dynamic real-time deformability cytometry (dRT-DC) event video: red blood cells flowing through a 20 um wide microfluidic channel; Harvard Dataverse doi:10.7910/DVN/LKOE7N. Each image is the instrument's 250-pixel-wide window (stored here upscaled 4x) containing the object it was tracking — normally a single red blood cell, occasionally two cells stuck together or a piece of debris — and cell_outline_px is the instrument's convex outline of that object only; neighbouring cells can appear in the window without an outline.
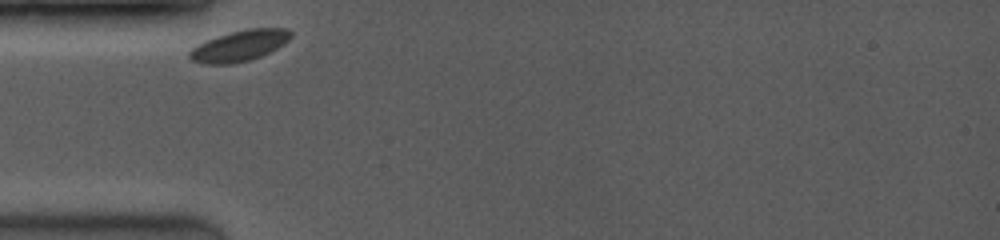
{"species": "common noctule bat (a hibernating species)", "species_latin": "Nyctalus noctula", "temperature_condition": "room temperature", "stored_images_in_passage": 30, "camera_frame_rate_fps": 3500, "um_per_image_px": 0.085, "animal": {"sex": "female", "body_mass_g": 19.0, "forearm_length_mm": 53.3}, "frame": {"image": 1, "passage_image": 1, "time_ms": 0.0, "image_size_px": [1000, 240], "cell_outline_px": [[292, 36], [284, 44], [260, 56], [248, 60], [232, 64], [204, 64], [192, 60], [188, 56], [188, 52], [192, 48], [216, 36], [228, 32], [248, 28], [288, 28], [292, 32]], "centroid_in_image_um": [20.36, 3.88], "position_along_channel_um": 64.6, "area_um2": 18.21}}
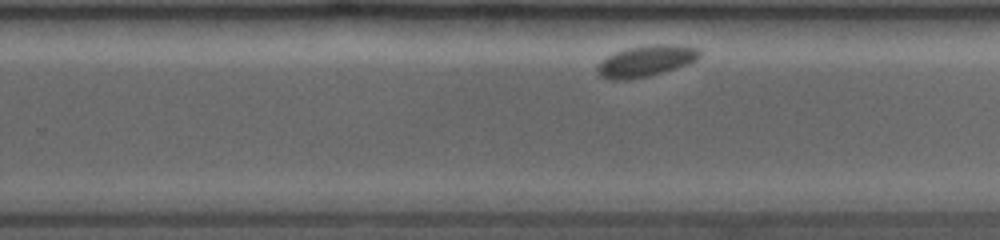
{"frame": {"image": 2, "passage_image": 20, "time_ms": 6.0, "image_size_px": [1000, 240], "cell_outline_px": [[700, 56], [696, 60], [688, 64], [676, 68], [648, 76], [628, 80], [608, 80], [600, 76], [596, 72], [596, 64], [608, 56], [616, 52], [628, 48], [648, 44], [676, 44], [700, 48]], "centroid_in_image_um": [54.89, 5.18], "position_along_channel_um": 274.9, "area_um2": 18.84}}
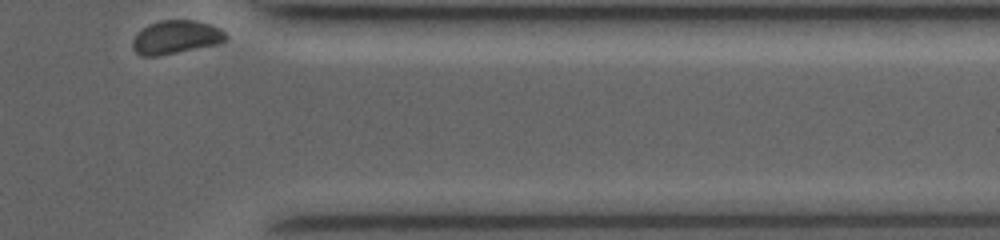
{"frame": {"image": 3, "passage_image": 30, "time_ms": 9.429, "image_size_px": [1000, 240], "cell_outline_px": [[228, 36], [220, 44], [156, 56], [140, 56], [132, 48], [132, 40], [148, 24], [160, 20], [196, 20], [220, 28]], "centroid_in_image_um": [14.96, 3.16], "position_along_channel_um": 396.4, "area_um2": 18.09}}